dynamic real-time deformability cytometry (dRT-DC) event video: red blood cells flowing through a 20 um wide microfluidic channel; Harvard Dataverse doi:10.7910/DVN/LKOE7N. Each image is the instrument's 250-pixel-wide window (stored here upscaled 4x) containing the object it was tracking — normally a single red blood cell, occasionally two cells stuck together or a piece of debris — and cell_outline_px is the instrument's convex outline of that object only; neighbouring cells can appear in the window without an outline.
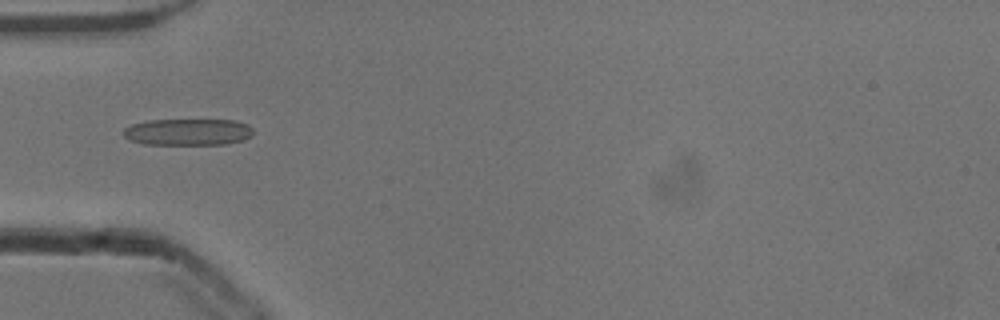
{"species": "common noctule bat (a hibernating species)", "species_latin": "Nyctalus noctula", "temperature_condition": "cold", "stored_images_in_passage": 52, "camera_frame_rate_fps": 3000, "um_per_image_px": 0.085, "animal": {"sex": "male", "body_mass_g": 13.3}, "frame": {"image": 1, "passage_image": 17, "time_ms": 5.333, "image_size_px": [1000, 320], "cell_outline_px": [[252, 136], [244, 140], [224, 144], [144, 144], [128, 140], [124, 136], [124, 128], [132, 124], [148, 120], [236, 120], [248, 124], [252, 128]], "centroid_in_image_um": [15.98, 11.21], "position_along_channel_um": 69.0, "area_um2": 20.23}}
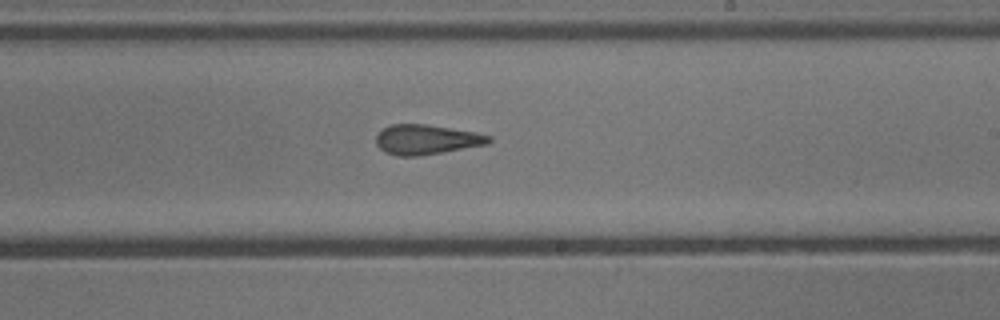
{"frame": {"image": 2, "passage_image": 31, "time_ms": 10.0, "image_size_px": [1000, 320], "cell_outline_px": [[492, 140], [488, 144], [420, 156], [396, 156], [384, 152], [376, 144], [376, 136], [384, 128], [392, 124], [424, 124], [476, 132], [492, 136]], "centroid_in_image_um": [36.25, 11.87], "position_along_channel_um": 252.7, "area_um2": 19.59}}
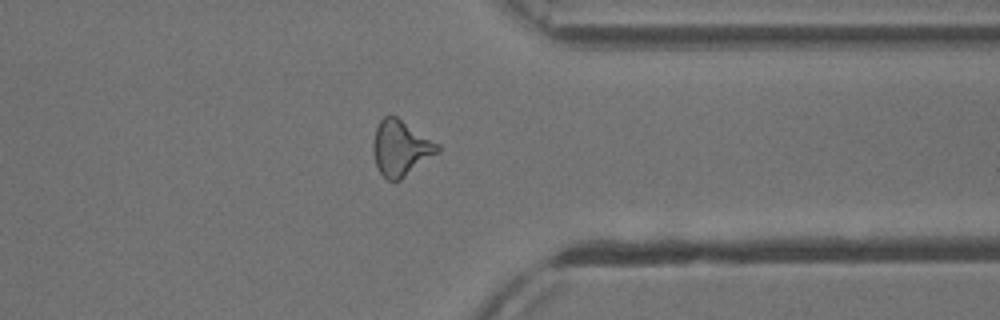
{"frame": {"image": 3, "passage_image": 41, "time_ms": 13.333, "image_size_px": [1000, 320], "cell_outline_px": [[440, 152], [400, 180], [388, 180], [380, 172], [376, 164], [372, 152], [372, 144], [376, 128], [380, 120], [384, 116], [396, 116], [440, 144]], "centroid_in_image_um": [34.07, 12.58], "position_along_channel_um": 377.3, "area_um2": 20.87}, "authors_computed_cell_mechanics": {"area_um2": 20.1722, "velocity_mm_per_s": 3.9064, "shape_relaxation_time_tau1_ms": null, "shape_relaxation_time_tau2_ms": 2.5094, "deformation_change_tau1": null, "deformation_change_tau2": 0.1227}}